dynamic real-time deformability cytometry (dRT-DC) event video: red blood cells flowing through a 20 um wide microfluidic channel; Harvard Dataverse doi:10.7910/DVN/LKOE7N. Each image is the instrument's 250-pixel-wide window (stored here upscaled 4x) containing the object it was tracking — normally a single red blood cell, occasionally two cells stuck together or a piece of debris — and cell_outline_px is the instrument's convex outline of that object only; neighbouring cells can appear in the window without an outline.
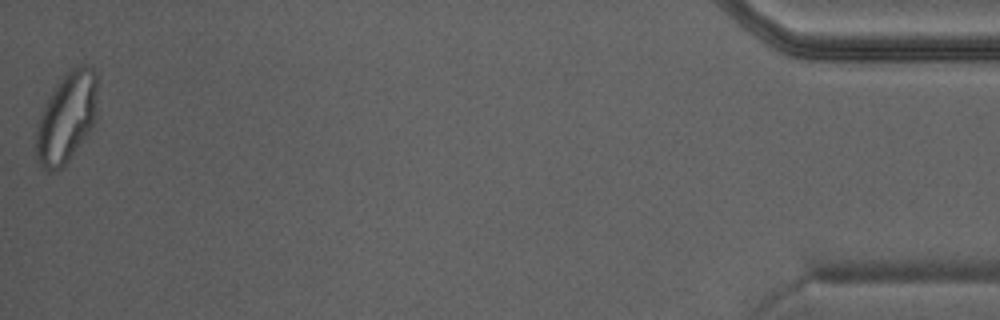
{"species": "Egyptian fruit bat (a non-hibernating species)", "species_latin": "Rousettus aegyptiacus", "temperature_condition": "warm", "stored_images_in_passage": 29, "camera_frame_rate_fps": 3000, "um_per_image_px": 0.085, "animal": {"sex": "male"}, "frame": {"image": 1, "passage_image": 29, "time_ms": 9.333, "image_size_px": [1000, 320], "cell_outline_px": [[96, 116], [92, 128], [64, 168], [52, 172], [48, 172], [44, 168], [36, 156], [36, 128], [40, 116], [48, 96], [64, 72], [72, 68], [84, 64], [92, 68], [96, 76]], "centroid_in_image_um": [5.65, 10.01], "position_along_channel_um": 429.5, "area_um2": 32.43}}